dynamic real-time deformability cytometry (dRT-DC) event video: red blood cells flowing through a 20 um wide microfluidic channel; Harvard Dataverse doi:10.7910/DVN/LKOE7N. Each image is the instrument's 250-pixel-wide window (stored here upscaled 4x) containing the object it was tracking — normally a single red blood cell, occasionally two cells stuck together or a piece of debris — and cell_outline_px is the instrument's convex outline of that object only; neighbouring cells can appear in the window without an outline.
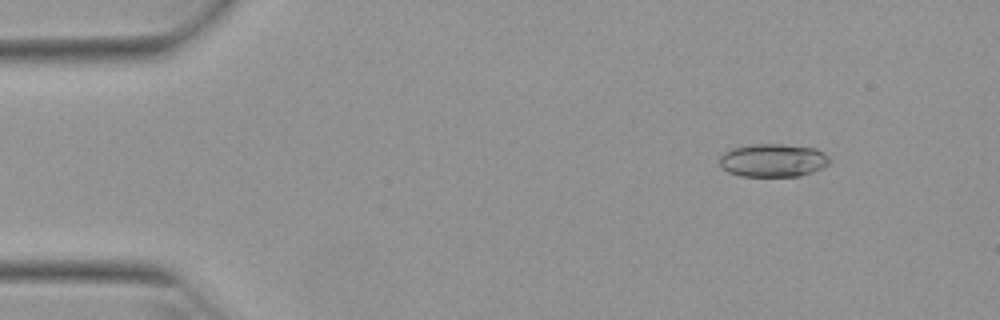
{"species": "Egyptian fruit bat (a non-hibernating species)", "species_latin": "Rousettus aegyptiacus", "temperature_condition": "warm", "stored_images_in_passage": 52, "camera_frame_rate_fps": 3000, "um_per_image_px": 0.085, "animal": {"sex": "female"}, "frame": {"image": 1, "passage_image": 6, "time_ms": 1.667, "image_size_px": [1000, 320], "cell_outline_px": [[828, 164], [812, 172], [800, 176], [740, 176], [728, 172], [720, 168], [720, 156], [724, 152], [732, 148], [752, 144], [784, 144], [816, 148], [824, 152], [828, 156]], "centroid_in_image_um": [65.67, 13.62], "position_along_channel_um": 19.3, "area_um2": 21.33}}
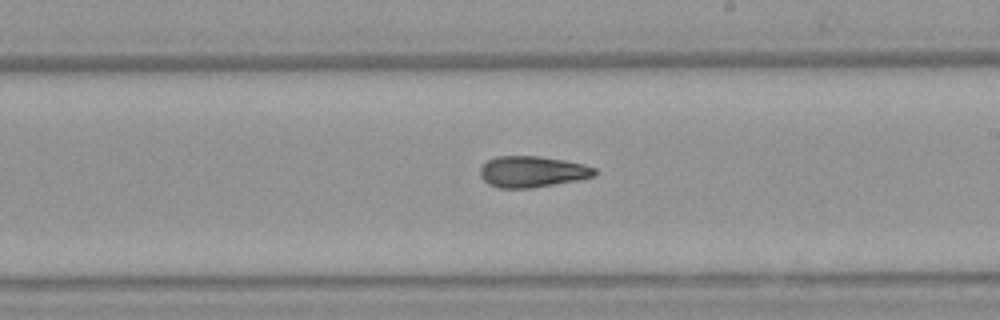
{"frame": {"image": 2, "passage_image": 30, "time_ms": 9.667, "image_size_px": [1000, 320], "cell_outline_px": [[596, 176], [576, 180], [532, 188], [500, 188], [488, 184], [480, 176], [480, 168], [488, 160], [496, 156], [540, 156], [564, 160], [584, 164], [596, 168]], "centroid_in_image_um": [45.24, 14.59], "position_along_channel_um": 243.8, "area_um2": 20.81}}
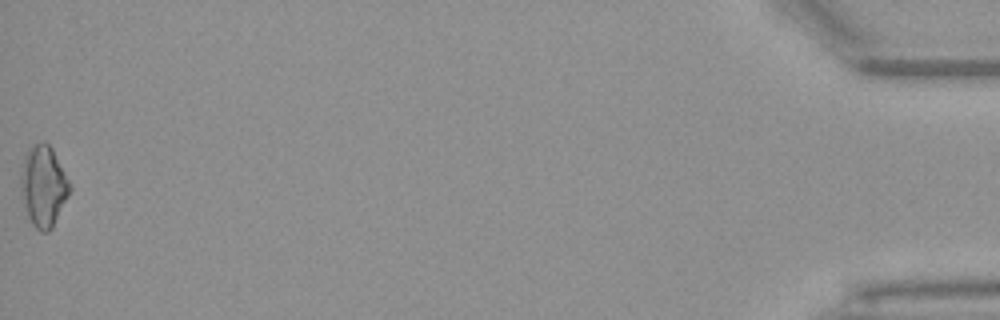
{"frame": {"image": 3, "passage_image": 52, "time_ms": 17.0, "image_size_px": [1000, 320], "cell_outline_px": [[72, 188], [52, 228], [48, 232], [40, 232], [32, 224], [28, 216], [20, 196], [20, 172], [24, 156], [32, 144], [44, 140], [52, 148]], "centroid_in_image_um": [3.66, 15.81], "position_along_channel_um": 431.5, "area_um2": 23.24}, "authors_computed_cell_mechanics": {"area_um2": 20.9525, "velocity_mm_per_s": 3.9363, "shape_relaxation_time_tau1_ms": null, "shape_relaxation_time_tau2_ms": 6.6035, "deformation_change_tau1": null, "deformation_change_tau2": 0.1749}}